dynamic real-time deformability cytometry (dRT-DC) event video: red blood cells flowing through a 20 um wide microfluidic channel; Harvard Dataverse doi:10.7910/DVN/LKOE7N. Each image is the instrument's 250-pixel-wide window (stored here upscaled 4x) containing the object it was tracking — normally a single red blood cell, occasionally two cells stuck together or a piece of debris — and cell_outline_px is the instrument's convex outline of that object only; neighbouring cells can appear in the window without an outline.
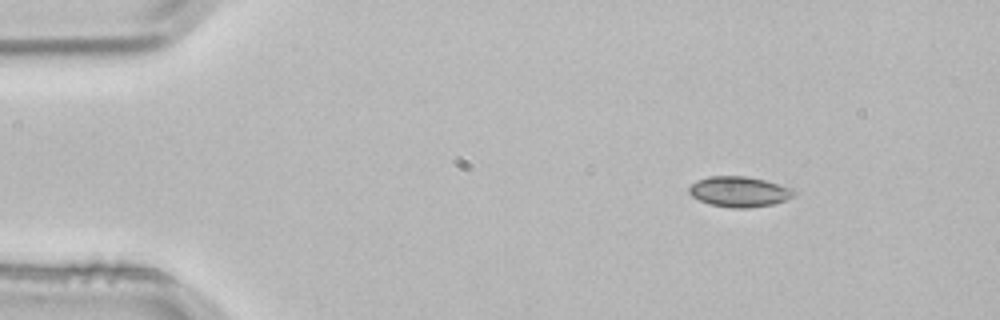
{"species": "common noctule bat (a hibernating species)", "species_latin": "Nyctalus noctula", "temperature_condition": "room temperature", "stored_images_in_passage": 3, "camera_frame_rate_fps": 3000, "um_per_image_px": 0.085, "animal": {"sex": "male", "body_mass_g": 21.5, "forearm_length_mm": 52.0}, "frame": {"image": 1, "passage_image": 1, "time_ms": 0.0, "image_size_px": [1000, 320], "cell_outline_px": [[796, 196], [772, 204], [744, 208], [732, 208], [708, 204], [692, 196], [688, 192], [688, 188], [696, 180], [708, 176], [744, 176], [764, 180], [792, 188], [796, 192]], "centroid_in_image_um": [62.81, 16.29], "position_along_channel_um": 22.2, "area_um2": 18.55}}
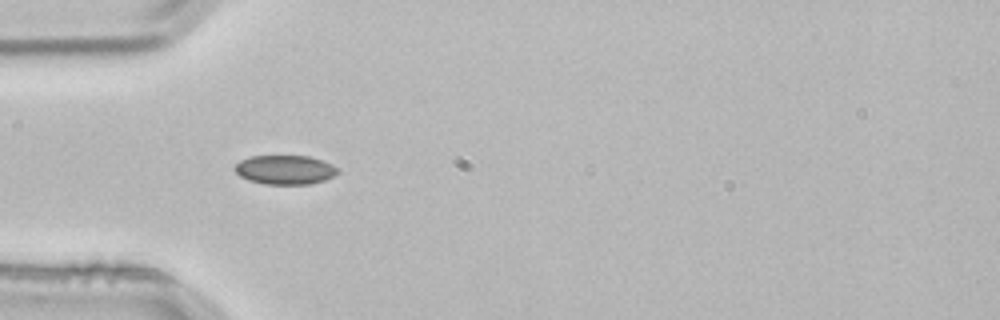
{"frame": {"image": 2, "passage_image": 3, "time_ms": 0.667, "image_size_px": [1000, 320], "cell_outline_px": [[340, 172], [324, 180], [308, 184], [264, 184], [248, 180], [240, 176], [232, 168], [240, 160], [252, 156], [308, 156], [332, 164]], "centroid_in_image_um": [24.19, 14.43], "position_along_channel_um": 60.8, "area_um2": 17.4}}